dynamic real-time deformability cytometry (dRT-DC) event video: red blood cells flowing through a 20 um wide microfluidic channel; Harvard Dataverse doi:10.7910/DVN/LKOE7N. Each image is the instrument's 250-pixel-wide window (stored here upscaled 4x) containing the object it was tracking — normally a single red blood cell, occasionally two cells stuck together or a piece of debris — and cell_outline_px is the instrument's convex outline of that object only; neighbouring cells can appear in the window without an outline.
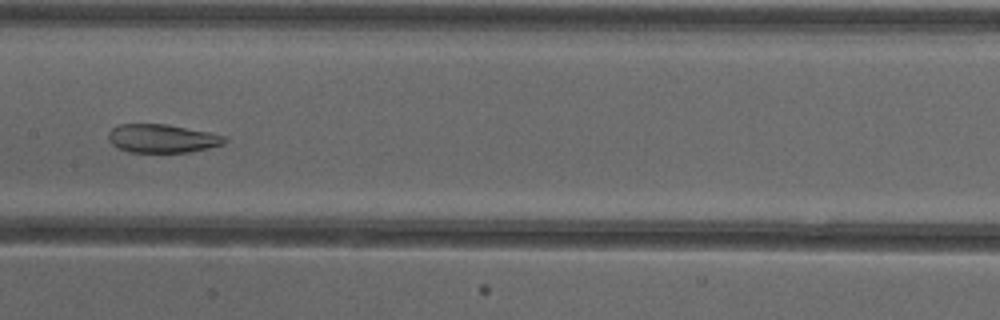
{"species": "common noctule bat (a hibernating species)", "species_latin": "Nyctalus noctula", "temperature_condition": "cold", "stored_images_in_passage": 53, "segment_of_instrument_passage": [2, 2], "camera_frame_rate_fps": 3000, "um_per_image_px": 0.085, "animal": {"sex": "female"}, "frame": {"image": 1, "passage_image": 27, "time_ms": 8.667, "image_size_px": [1000, 320], "cell_outline_px": [[228, 140], [224, 144], [208, 148], [188, 152], [128, 152], [112, 144], [108, 140], [108, 132], [112, 128], [120, 124], [164, 124], [208, 132], [228, 136]], "centroid_in_image_um": [13.8, 11.77], "position_along_channel_um": 193.6, "area_um2": 19.25}}
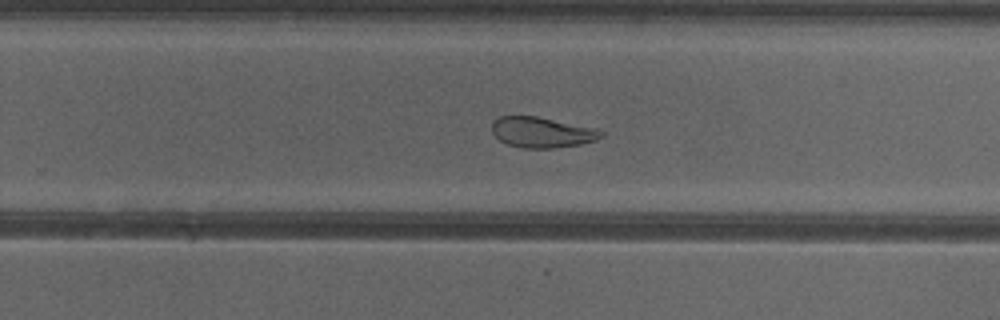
{"frame": {"image": 2, "passage_image": 34, "time_ms": 11.0, "image_size_px": [1000, 320], "cell_outline_px": [[604, 136], [596, 140], [580, 144], [556, 148], [524, 148], [508, 144], [500, 140], [492, 132], [492, 120], [500, 116], [536, 116], [596, 128], [604, 132]], "centroid_in_image_um": [46.07, 11.24], "position_along_channel_um": 283.7, "area_um2": 19.48}}
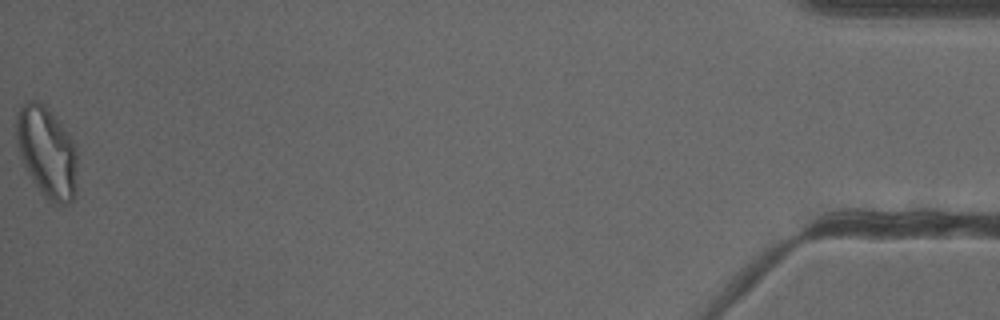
{"frame": {"image": 3, "passage_image": 53, "time_ms": 17.333, "image_size_px": [1000, 320], "cell_outline_px": [[76, 192], [72, 200], [68, 204], [52, 204], [40, 192], [24, 168], [20, 156], [16, 140], [16, 120], [20, 108], [24, 100], [40, 100], [44, 104], [68, 132], [76, 148]], "centroid_in_image_um": [3.97, 12.93], "position_along_channel_um": 431.2, "area_um2": 32.66}}